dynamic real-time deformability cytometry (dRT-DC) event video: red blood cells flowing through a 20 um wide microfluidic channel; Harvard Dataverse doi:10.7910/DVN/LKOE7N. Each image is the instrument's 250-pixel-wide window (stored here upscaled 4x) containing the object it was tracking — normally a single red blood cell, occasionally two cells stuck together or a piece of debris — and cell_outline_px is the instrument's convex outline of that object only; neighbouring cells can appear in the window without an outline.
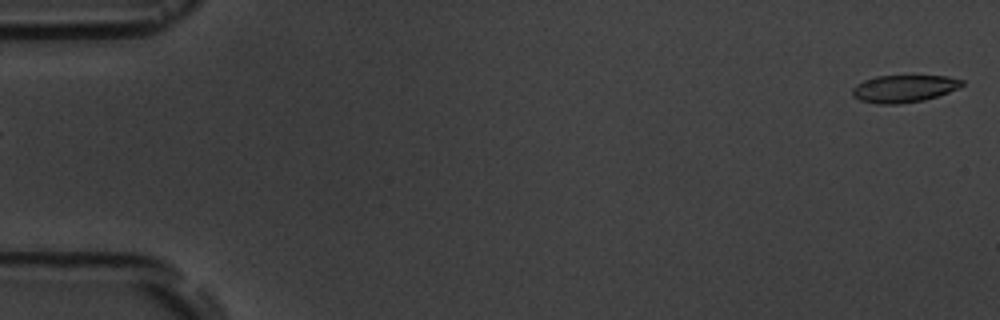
{"species": "common noctule bat (a hibernating species)", "species_latin": "Nyctalus noctula", "temperature_condition": "room temperature", "stored_images_in_passage": 5, "segment_of_instrument_passage": [2, 2], "camera_frame_rate_fps": 3000, "um_per_image_px": 0.085, "animal": {"sex": "male", "body_mass_g": 19.5, "forearm_length_mm": 54.6}, "frame": {"image": 1, "passage_image": 5, "time_ms": 5.333, "image_size_px": [1000, 320], "cell_outline_px": [[964, 84], [948, 92], [924, 100], [900, 104], [876, 104], [860, 100], [852, 96], [852, 88], [856, 84], [864, 80], [876, 76], [948, 76], [964, 80]], "centroid_in_image_um": [76.8, 7.53], "position_along_channel_um": 8.2, "area_um2": 17.46}}